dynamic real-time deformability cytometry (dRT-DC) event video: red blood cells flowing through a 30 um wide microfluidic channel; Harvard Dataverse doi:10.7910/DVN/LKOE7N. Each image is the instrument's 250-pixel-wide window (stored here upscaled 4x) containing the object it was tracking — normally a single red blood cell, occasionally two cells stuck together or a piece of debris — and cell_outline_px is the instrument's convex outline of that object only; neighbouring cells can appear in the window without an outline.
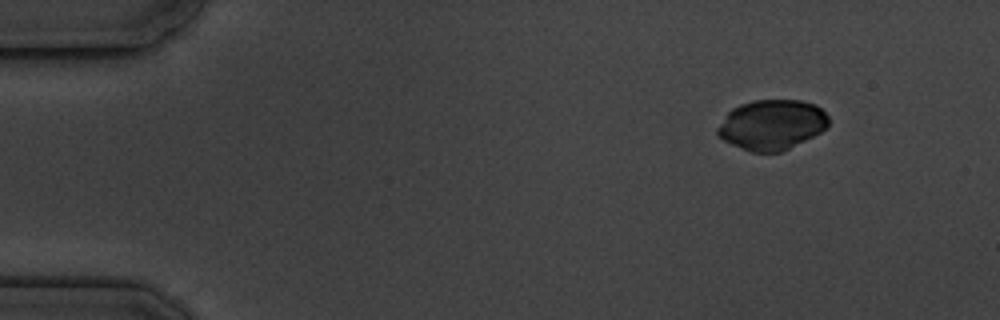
{"species": "common noctule bat (a hibernating species)", "species_latin": "Nyctalus noctula", "temperature_condition": "cold", "stored_images_in_passage": 5, "camera_frame_rate_fps": 3000, "um_per_image_px": 0.085, "animal": {"sex": "male", "body_mass_g": 19.5, "forearm_length_mm": 54.6}, "frame": {"image": 1, "passage_image": 2, "time_ms": 1.333, "image_size_px": [1000, 320], "cell_outline_px": [[828, 128], [780, 152], [752, 152], [732, 144], [724, 140], [716, 132], [716, 128], [728, 112], [732, 108], [740, 104], [752, 100], [800, 100], [816, 104], [828, 116]], "centroid_in_image_um": [65.6, 10.58], "position_along_channel_um": 19.4, "area_um2": 32.19}}